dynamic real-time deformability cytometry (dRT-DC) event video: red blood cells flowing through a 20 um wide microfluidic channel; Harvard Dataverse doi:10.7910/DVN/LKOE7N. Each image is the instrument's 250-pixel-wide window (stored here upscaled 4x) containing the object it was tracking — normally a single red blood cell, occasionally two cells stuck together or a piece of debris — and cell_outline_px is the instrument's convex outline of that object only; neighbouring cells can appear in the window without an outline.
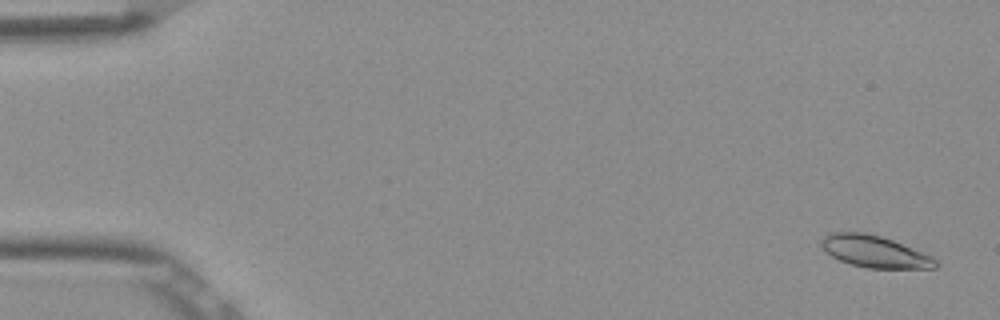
{"species": "Egyptian fruit bat (a non-hibernating species)", "species_latin": "Rousettus aegyptiacus", "temperature_condition": "room temperature", "stored_images_in_passage": 18, "camera_frame_rate_fps": 3000, "um_per_image_px": 0.085, "frame": {"image": 1, "passage_image": 3, "time_ms": 0.667, "image_size_px": [1000, 320], "cell_outline_px": [[940, 264], [936, 268], [868, 268], [852, 264], [840, 260], [832, 256], [820, 244], [820, 240], [824, 236], [832, 232], [864, 232], [880, 236], [892, 240], [932, 256]], "centroid_in_image_um": [74.36, 21.38], "position_along_channel_um": 10.6, "area_um2": 20.98}}